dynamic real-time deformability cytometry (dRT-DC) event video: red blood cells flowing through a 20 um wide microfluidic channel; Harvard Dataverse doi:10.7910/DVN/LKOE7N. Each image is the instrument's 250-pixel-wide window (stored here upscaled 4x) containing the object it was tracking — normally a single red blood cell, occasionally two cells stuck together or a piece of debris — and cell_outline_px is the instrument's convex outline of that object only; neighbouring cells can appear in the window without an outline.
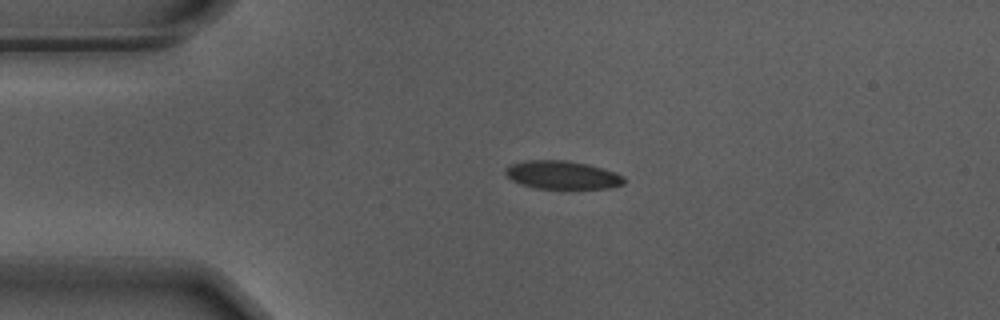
{"species": "Egyptian fruit bat (a non-hibernating species)", "species_latin": "Rousettus aegyptiacus", "temperature_condition": "warm", "stored_images_in_passage": 4, "camera_frame_rate_fps": 3000, "um_per_image_px": 0.085, "animal": {"sex": "male"}, "frame": {"image": 1, "passage_image": 1, "time_ms": 0.0, "image_size_px": [1000, 320], "cell_outline_px": [[624, 184], [612, 188], [536, 188], [520, 184], [512, 180], [504, 172], [504, 168], [512, 164], [528, 160], [568, 160], [588, 164], [616, 172], [624, 176]], "centroid_in_image_um": [47.81, 14.87], "position_along_channel_um": 37.2, "area_um2": 19.54}}